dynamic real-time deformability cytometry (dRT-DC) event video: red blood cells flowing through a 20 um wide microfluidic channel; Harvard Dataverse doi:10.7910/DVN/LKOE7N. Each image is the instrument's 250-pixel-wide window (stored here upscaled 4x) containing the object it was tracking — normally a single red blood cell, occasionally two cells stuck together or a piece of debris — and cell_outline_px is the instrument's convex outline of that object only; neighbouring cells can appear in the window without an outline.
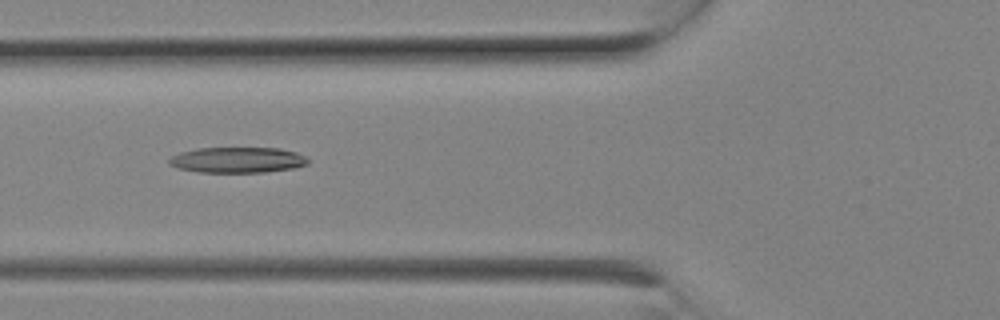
{"species": "Egyptian fruit bat (a non-hibernating species)", "species_latin": "Rousettus aegyptiacus", "temperature_condition": "room temperature", "stored_images_in_passage": 9, "camera_frame_rate_fps": 3000, "um_per_image_px": 0.085, "animal": {"sex": "female"}, "frame": {"image": 1, "passage_image": 8, "time_ms": 2.333, "image_size_px": [1000, 320], "cell_outline_px": [[308, 164], [296, 168], [264, 172], [196, 172], [176, 168], [168, 164], [168, 160], [172, 156], [180, 152], [196, 148], [280, 148], [296, 152], [304, 156], [308, 160]], "centroid_in_image_um": [20.16, 13.6], "position_along_channel_um": 105.6, "area_um2": 20.92}}
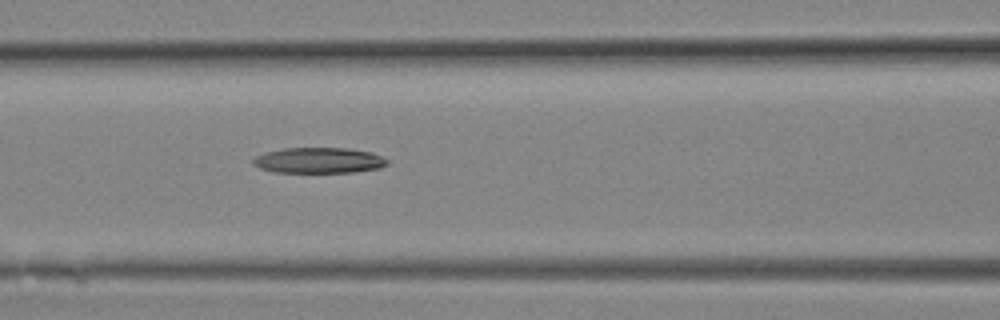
{"frame": {"image": 2, "passage_image": 9, "time_ms": 2.667, "image_size_px": [1000, 320], "cell_outline_px": [[388, 164], [380, 168], [356, 172], [272, 172], [260, 168], [252, 164], [252, 160], [256, 156], [264, 152], [284, 148], [348, 148], [372, 152], [388, 160]], "centroid_in_image_um": [27.09, 13.63], "position_along_channel_um": 139.5, "area_um2": 20.17}}